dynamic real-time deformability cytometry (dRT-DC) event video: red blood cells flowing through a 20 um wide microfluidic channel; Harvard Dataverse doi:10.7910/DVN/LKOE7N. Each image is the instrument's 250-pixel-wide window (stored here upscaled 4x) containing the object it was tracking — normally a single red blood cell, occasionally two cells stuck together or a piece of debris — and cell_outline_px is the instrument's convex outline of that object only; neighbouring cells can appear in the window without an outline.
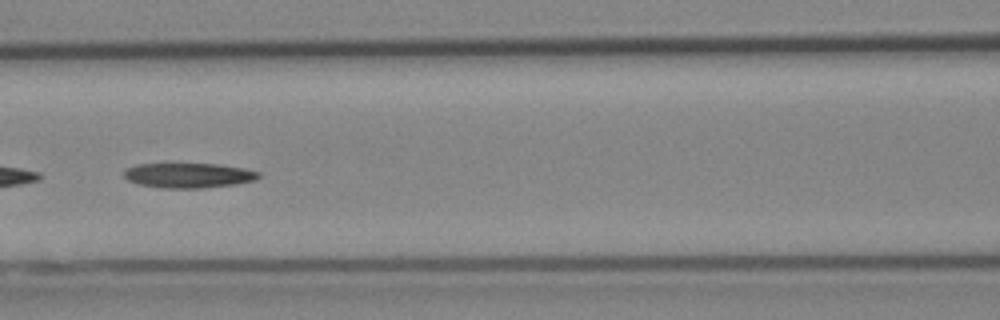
{"species": "Egyptian fruit bat (a non-hibernating species)", "species_latin": "Rousettus aegyptiacus", "temperature_condition": "cold", "stored_images_in_passage": 54, "camera_frame_rate_fps": 3000, "um_per_image_px": 0.085, "animal": {"sex": "female"}, "frame": {"image": 1, "passage_image": 24, "time_ms": 7.667, "image_size_px": [1000, 320], "cell_outline_px": [[260, 176], [256, 180], [236, 184], [204, 188], [164, 188], [140, 184], [128, 180], [124, 176], [124, 168], [136, 164], [168, 160], [220, 164], [244, 168], [260, 172]], "centroid_in_image_um": [15.97, 14.84], "position_along_channel_um": 150.6, "area_um2": 20.81}}
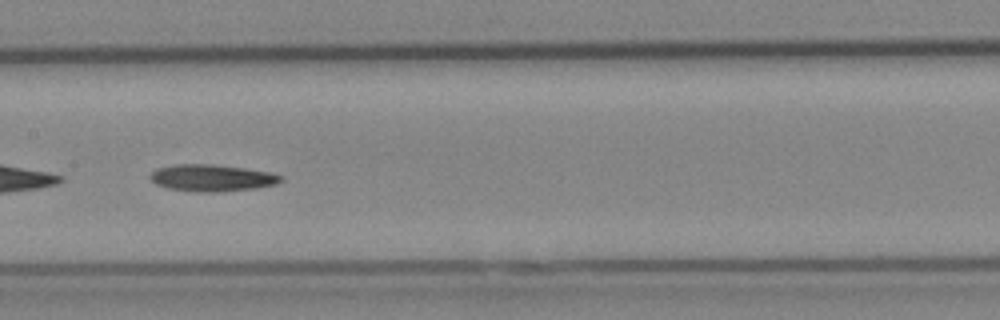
{"frame": {"image": 2, "passage_image": 27, "time_ms": 8.667, "image_size_px": [1000, 320], "cell_outline_px": [[284, 180], [276, 184], [256, 188], [220, 192], [196, 192], [168, 188], [156, 184], [148, 176], [156, 168], [176, 164], [212, 164], [244, 168], [268, 172], [284, 176]], "centroid_in_image_um": [18.02, 15.12], "position_along_channel_um": 189.4, "area_um2": 20.52}}
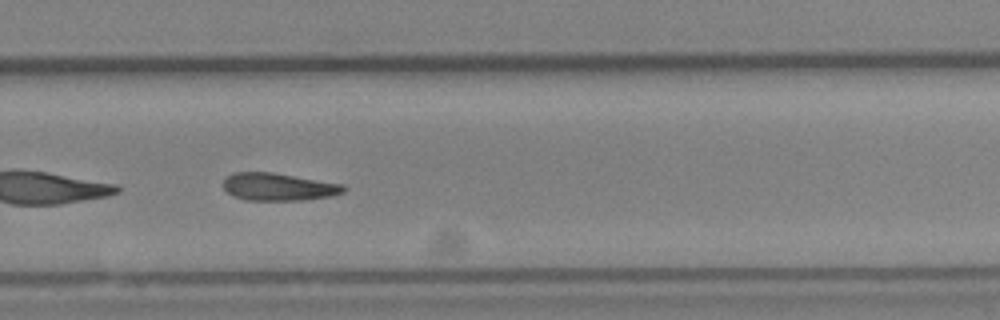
{"frame": {"image": 3, "passage_image": 36, "time_ms": 11.667, "image_size_px": [1000, 320], "cell_outline_px": [[344, 192], [328, 196], [300, 200], [248, 200], [232, 196], [220, 184], [232, 172], [272, 172], [344, 184]], "centroid_in_image_um": [23.61, 15.87], "position_along_channel_um": 306.2, "area_um2": 19.25}, "authors_computed_cell_mechanics": {"area_um2": 20.2878, "velocity_mm_per_s": 3.9067, "shape_relaxation_time_tau1_ms": 8.7645, "shape_relaxation_time_tau2_ms": null, "deformation_change_tau1": 0.1665, "deformation_change_tau2": null}}